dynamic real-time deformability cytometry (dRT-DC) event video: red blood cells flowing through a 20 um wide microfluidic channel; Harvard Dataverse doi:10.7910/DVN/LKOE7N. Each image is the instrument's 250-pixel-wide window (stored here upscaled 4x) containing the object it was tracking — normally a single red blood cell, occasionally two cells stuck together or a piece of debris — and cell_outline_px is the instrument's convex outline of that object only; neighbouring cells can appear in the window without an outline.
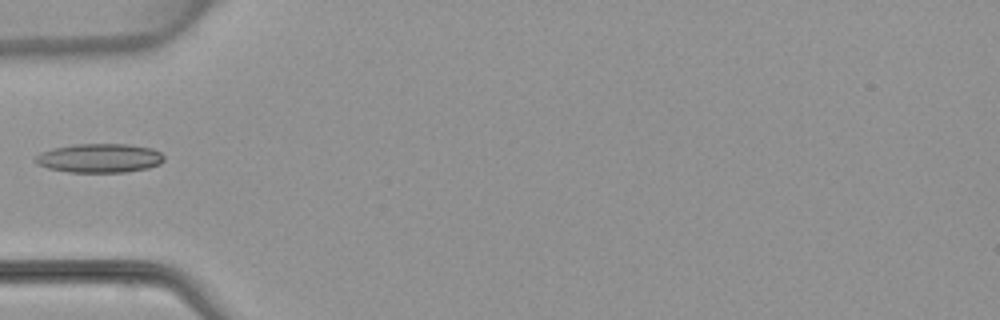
{"species": "common noctule bat (a hibernating species)", "species_latin": "Nyctalus noctula", "temperature_condition": "warm", "stored_images_in_passage": 5, "camera_frame_rate_fps": 3000, "um_per_image_px": 0.085, "animal": {"sex": "female", "body_mass_g": 22.7, "forearm_length_mm": 54.2}, "frame": {"image": 1, "passage_image": 5, "time_ms": 4.667, "image_size_px": [1000, 320], "cell_outline_px": [[164, 160], [160, 164], [148, 168], [128, 172], [68, 172], [48, 168], [36, 164], [36, 156], [40, 152], [52, 148], [72, 144], [128, 144], [152, 148], [160, 152], [164, 156]], "centroid_in_image_um": [8.46, 13.44], "position_along_channel_um": 76.5, "area_um2": 21.91}}